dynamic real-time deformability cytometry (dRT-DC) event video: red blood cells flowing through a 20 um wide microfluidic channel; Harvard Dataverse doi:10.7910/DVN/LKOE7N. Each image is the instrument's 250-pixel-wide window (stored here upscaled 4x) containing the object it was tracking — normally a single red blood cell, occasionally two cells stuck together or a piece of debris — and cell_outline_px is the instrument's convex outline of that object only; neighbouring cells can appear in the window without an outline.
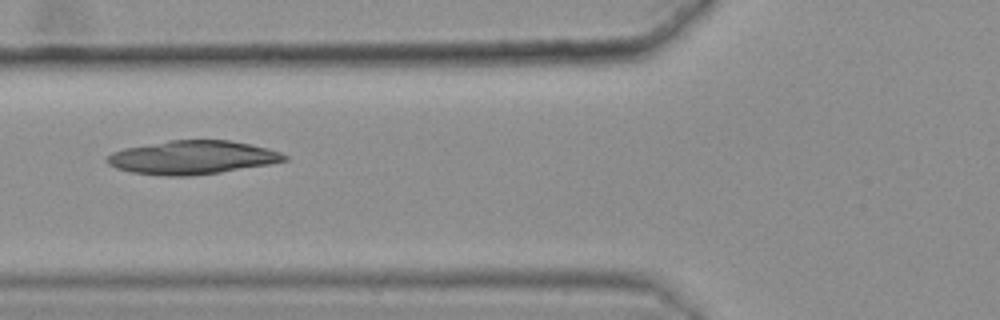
{"species": "common noctule bat (a hibernating species)", "species_latin": "Nyctalus noctula", "temperature_condition": "warm", "stored_images_in_passage": 50, "camera_frame_rate_fps": 3000, "um_per_image_px": 0.085, "animal": {"sex": "female", "body_mass_g": 25.1}, "frame": {"image": 1, "passage_image": 22, "time_ms": 7.0, "image_size_px": [1000, 320], "cell_outline_px": [[288, 160], [268, 164], [220, 172], [188, 176], [168, 176], [132, 172], [116, 168], [108, 164], [104, 160], [104, 156], [112, 152], [124, 148], [168, 140], [228, 140], [268, 148], [280, 152], [288, 156]], "centroid_in_image_um": [16.29, 13.38], "position_along_channel_um": 109.5, "area_um2": 34.62}}
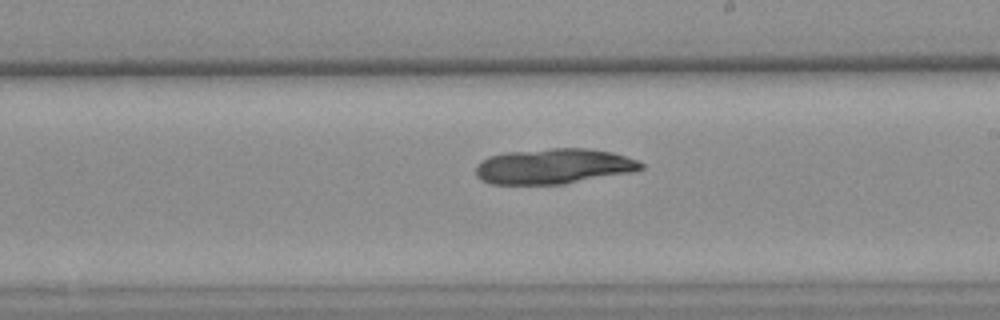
{"frame": {"image": 2, "passage_image": 33, "time_ms": 10.667, "image_size_px": [1000, 320], "cell_outline_px": [[644, 168], [632, 172], [564, 184], [488, 184], [480, 180], [476, 176], [476, 164], [480, 160], [488, 156], [504, 152], [552, 148], [588, 148], [612, 152], [636, 160], [644, 164]], "centroid_in_image_um": [47.01, 14.13], "position_along_channel_um": 242.0, "area_um2": 34.33}}
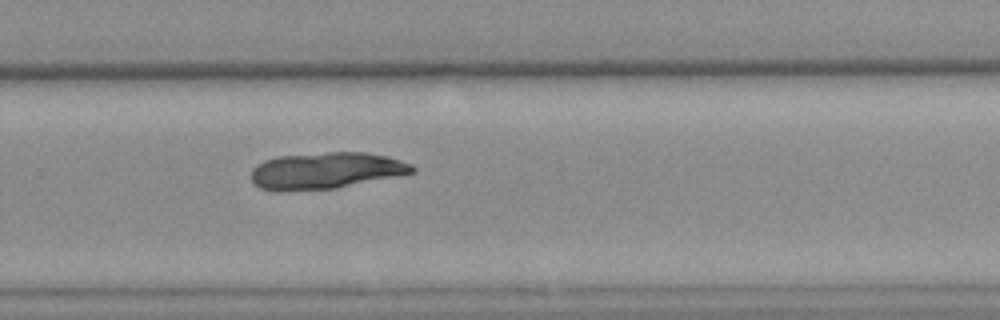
{"frame": {"image": 3, "passage_image": 38, "time_ms": 12.333, "image_size_px": [1000, 320], "cell_outline_px": [[416, 172], [336, 188], [276, 192], [260, 188], [252, 180], [252, 168], [256, 164], [264, 160], [276, 156], [328, 152], [364, 152], [388, 156], [412, 164], [416, 168]], "centroid_in_image_um": [27.68, 14.5], "position_along_channel_um": 302.1, "area_um2": 34.51}}